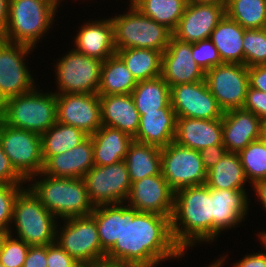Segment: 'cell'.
Returning a JSON list of instances; mask_svg holds the SVG:
<instances>
[{
    "instance_id": "cell-50",
    "label": "cell",
    "mask_w": 266,
    "mask_h": 267,
    "mask_svg": "<svg viewBox=\"0 0 266 267\" xmlns=\"http://www.w3.org/2000/svg\"><path fill=\"white\" fill-rule=\"evenodd\" d=\"M87 267H145V266L104 258V259L95 261L94 263H92L91 265Z\"/></svg>"
},
{
    "instance_id": "cell-40",
    "label": "cell",
    "mask_w": 266,
    "mask_h": 267,
    "mask_svg": "<svg viewBox=\"0 0 266 267\" xmlns=\"http://www.w3.org/2000/svg\"><path fill=\"white\" fill-rule=\"evenodd\" d=\"M13 235V236H12ZM30 245L9 231L0 251V263L4 267H23Z\"/></svg>"
},
{
    "instance_id": "cell-48",
    "label": "cell",
    "mask_w": 266,
    "mask_h": 267,
    "mask_svg": "<svg viewBox=\"0 0 266 267\" xmlns=\"http://www.w3.org/2000/svg\"><path fill=\"white\" fill-rule=\"evenodd\" d=\"M250 87L266 93V65L248 67Z\"/></svg>"
},
{
    "instance_id": "cell-1",
    "label": "cell",
    "mask_w": 266,
    "mask_h": 267,
    "mask_svg": "<svg viewBox=\"0 0 266 267\" xmlns=\"http://www.w3.org/2000/svg\"><path fill=\"white\" fill-rule=\"evenodd\" d=\"M184 257L174 242L171 222L167 216L157 213L138 212L122 203L121 238L105 254V258L157 267L162 261ZM178 258V259H177Z\"/></svg>"
},
{
    "instance_id": "cell-13",
    "label": "cell",
    "mask_w": 266,
    "mask_h": 267,
    "mask_svg": "<svg viewBox=\"0 0 266 267\" xmlns=\"http://www.w3.org/2000/svg\"><path fill=\"white\" fill-rule=\"evenodd\" d=\"M82 179L94 207L125 203L131 189V181L124 160L107 166L94 165Z\"/></svg>"
},
{
    "instance_id": "cell-39",
    "label": "cell",
    "mask_w": 266,
    "mask_h": 267,
    "mask_svg": "<svg viewBox=\"0 0 266 267\" xmlns=\"http://www.w3.org/2000/svg\"><path fill=\"white\" fill-rule=\"evenodd\" d=\"M244 65H266V28L246 29L243 37Z\"/></svg>"
},
{
    "instance_id": "cell-20",
    "label": "cell",
    "mask_w": 266,
    "mask_h": 267,
    "mask_svg": "<svg viewBox=\"0 0 266 267\" xmlns=\"http://www.w3.org/2000/svg\"><path fill=\"white\" fill-rule=\"evenodd\" d=\"M263 136V121L243 108L224 111L222 139L227 152L239 153Z\"/></svg>"
},
{
    "instance_id": "cell-2",
    "label": "cell",
    "mask_w": 266,
    "mask_h": 267,
    "mask_svg": "<svg viewBox=\"0 0 266 267\" xmlns=\"http://www.w3.org/2000/svg\"><path fill=\"white\" fill-rule=\"evenodd\" d=\"M170 222L174 242L184 254L196 243L213 242L211 188L203 184L176 191Z\"/></svg>"
},
{
    "instance_id": "cell-45",
    "label": "cell",
    "mask_w": 266,
    "mask_h": 267,
    "mask_svg": "<svg viewBox=\"0 0 266 267\" xmlns=\"http://www.w3.org/2000/svg\"><path fill=\"white\" fill-rule=\"evenodd\" d=\"M27 181L15 170L0 145V184H26Z\"/></svg>"
},
{
    "instance_id": "cell-29",
    "label": "cell",
    "mask_w": 266,
    "mask_h": 267,
    "mask_svg": "<svg viewBox=\"0 0 266 267\" xmlns=\"http://www.w3.org/2000/svg\"><path fill=\"white\" fill-rule=\"evenodd\" d=\"M131 183L161 173V148L133 141L124 159Z\"/></svg>"
},
{
    "instance_id": "cell-37",
    "label": "cell",
    "mask_w": 266,
    "mask_h": 267,
    "mask_svg": "<svg viewBox=\"0 0 266 267\" xmlns=\"http://www.w3.org/2000/svg\"><path fill=\"white\" fill-rule=\"evenodd\" d=\"M225 13L244 29L266 28V0H225Z\"/></svg>"
},
{
    "instance_id": "cell-26",
    "label": "cell",
    "mask_w": 266,
    "mask_h": 267,
    "mask_svg": "<svg viewBox=\"0 0 266 267\" xmlns=\"http://www.w3.org/2000/svg\"><path fill=\"white\" fill-rule=\"evenodd\" d=\"M102 126L119 129L132 138L140 124V114L131 94L99 96Z\"/></svg>"
},
{
    "instance_id": "cell-5",
    "label": "cell",
    "mask_w": 266,
    "mask_h": 267,
    "mask_svg": "<svg viewBox=\"0 0 266 267\" xmlns=\"http://www.w3.org/2000/svg\"><path fill=\"white\" fill-rule=\"evenodd\" d=\"M57 12L45 0H9V19L2 32L3 40L36 48L39 40L49 33Z\"/></svg>"
},
{
    "instance_id": "cell-52",
    "label": "cell",
    "mask_w": 266,
    "mask_h": 267,
    "mask_svg": "<svg viewBox=\"0 0 266 267\" xmlns=\"http://www.w3.org/2000/svg\"><path fill=\"white\" fill-rule=\"evenodd\" d=\"M9 19V0H0V30L3 32Z\"/></svg>"
},
{
    "instance_id": "cell-42",
    "label": "cell",
    "mask_w": 266,
    "mask_h": 267,
    "mask_svg": "<svg viewBox=\"0 0 266 267\" xmlns=\"http://www.w3.org/2000/svg\"><path fill=\"white\" fill-rule=\"evenodd\" d=\"M192 56L204 72L223 64L216 46L209 38L192 43Z\"/></svg>"
},
{
    "instance_id": "cell-15",
    "label": "cell",
    "mask_w": 266,
    "mask_h": 267,
    "mask_svg": "<svg viewBox=\"0 0 266 267\" xmlns=\"http://www.w3.org/2000/svg\"><path fill=\"white\" fill-rule=\"evenodd\" d=\"M171 106L177 118L213 120L223 118L224 111L207 87L205 80L177 84L170 88Z\"/></svg>"
},
{
    "instance_id": "cell-10",
    "label": "cell",
    "mask_w": 266,
    "mask_h": 267,
    "mask_svg": "<svg viewBox=\"0 0 266 267\" xmlns=\"http://www.w3.org/2000/svg\"><path fill=\"white\" fill-rule=\"evenodd\" d=\"M0 145L15 170L27 181L43 170L41 136L10 127L0 119Z\"/></svg>"
},
{
    "instance_id": "cell-36",
    "label": "cell",
    "mask_w": 266,
    "mask_h": 267,
    "mask_svg": "<svg viewBox=\"0 0 266 267\" xmlns=\"http://www.w3.org/2000/svg\"><path fill=\"white\" fill-rule=\"evenodd\" d=\"M144 15L171 32L183 16L187 0H129Z\"/></svg>"
},
{
    "instance_id": "cell-38",
    "label": "cell",
    "mask_w": 266,
    "mask_h": 267,
    "mask_svg": "<svg viewBox=\"0 0 266 267\" xmlns=\"http://www.w3.org/2000/svg\"><path fill=\"white\" fill-rule=\"evenodd\" d=\"M247 181L252 185L266 178V139L252 141L239 153Z\"/></svg>"
},
{
    "instance_id": "cell-14",
    "label": "cell",
    "mask_w": 266,
    "mask_h": 267,
    "mask_svg": "<svg viewBox=\"0 0 266 267\" xmlns=\"http://www.w3.org/2000/svg\"><path fill=\"white\" fill-rule=\"evenodd\" d=\"M204 80L223 111L243 108L250 86L247 66L223 63L205 72Z\"/></svg>"
},
{
    "instance_id": "cell-19",
    "label": "cell",
    "mask_w": 266,
    "mask_h": 267,
    "mask_svg": "<svg viewBox=\"0 0 266 267\" xmlns=\"http://www.w3.org/2000/svg\"><path fill=\"white\" fill-rule=\"evenodd\" d=\"M161 76L170 86L203 81L205 72L197 65L192 56V43L170 38L162 53Z\"/></svg>"
},
{
    "instance_id": "cell-23",
    "label": "cell",
    "mask_w": 266,
    "mask_h": 267,
    "mask_svg": "<svg viewBox=\"0 0 266 267\" xmlns=\"http://www.w3.org/2000/svg\"><path fill=\"white\" fill-rule=\"evenodd\" d=\"M93 166V142L89 136L71 150L51 156L44 163L42 173L58 178H83Z\"/></svg>"
},
{
    "instance_id": "cell-32",
    "label": "cell",
    "mask_w": 266,
    "mask_h": 267,
    "mask_svg": "<svg viewBox=\"0 0 266 267\" xmlns=\"http://www.w3.org/2000/svg\"><path fill=\"white\" fill-rule=\"evenodd\" d=\"M89 137L81 129L58 121L41 135L43 162L51 156L67 152Z\"/></svg>"
},
{
    "instance_id": "cell-31",
    "label": "cell",
    "mask_w": 266,
    "mask_h": 267,
    "mask_svg": "<svg viewBox=\"0 0 266 267\" xmlns=\"http://www.w3.org/2000/svg\"><path fill=\"white\" fill-rule=\"evenodd\" d=\"M136 85L137 81L117 54L103 61L99 96L131 94Z\"/></svg>"
},
{
    "instance_id": "cell-56",
    "label": "cell",
    "mask_w": 266,
    "mask_h": 267,
    "mask_svg": "<svg viewBox=\"0 0 266 267\" xmlns=\"http://www.w3.org/2000/svg\"><path fill=\"white\" fill-rule=\"evenodd\" d=\"M50 3L55 9L58 10L59 6L61 5V0H45ZM63 1V0H62Z\"/></svg>"
},
{
    "instance_id": "cell-33",
    "label": "cell",
    "mask_w": 266,
    "mask_h": 267,
    "mask_svg": "<svg viewBox=\"0 0 266 267\" xmlns=\"http://www.w3.org/2000/svg\"><path fill=\"white\" fill-rule=\"evenodd\" d=\"M135 80L144 81L161 75L162 52L145 48L117 50Z\"/></svg>"
},
{
    "instance_id": "cell-8",
    "label": "cell",
    "mask_w": 266,
    "mask_h": 267,
    "mask_svg": "<svg viewBox=\"0 0 266 267\" xmlns=\"http://www.w3.org/2000/svg\"><path fill=\"white\" fill-rule=\"evenodd\" d=\"M57 61L55 94H98L102 60L70 49Z\"/></svg>"
},
{
    "instance_id": "cell-47",
    "label": "cell",
    "mask_w": 266,
    "mask_h": 267,
    "mask_svg": "<svg viewBox=\"0 0 266 267\" xmlns=\"http://www.w3.org/2000/svg\"><path fill=\"white\" fill-rule=\"evenodd\" d=\"M46 245L30 246L23 267H47Z\"/></svg>"
},
{
    "instance_id": "cell-43",
    "label": "cell",
    "mask_w": 266,
    "mask_h": 267,
    "mask_svg": "<svg viewBox=\"0 0 266 267\" xmlns=\"http://www.w3.org/2000/svg\"><path fill=\"white\" fill-rule=\"evenodd\" d=\"M47 267H83L66 251H64L56 241L46 245Z\"/></svg>"
},
{
    "instance_id": "cell-9",
    "label": "cell",
    "mask_w": 266,
    "mask_h": 267,
    "mask_svg": "<svg viewBox=\"0 0 266 267\" xmlns=\"http://www.w3.org/2000/svg\"><path fill=\"white\" fill-rule=\"evenodd\" d=\"M59 222L63 226L57 225L56 243L83 267L105 258L106 253L101 248L96 222L91 215Z\"/></svg>"
},
{
    "instance_id": "cell-55",
    "label": "cell",
    "mask_w": 266,
    "mask_h": 267,
    "mask_svg": "<svg viewBox=\"0 0 266 267\" xmlns=\"http://www.w3.org/2000/svg\"><path fill=\"white\" fill-rule=\"evenodd\" d=\"M189 3H216L225 2V0H187Z\"/></svg>"
},
{
    "instance_id": "cell-59",
    "label": "cell",
    "mask_w": 266,
    "mask_h": 267,
    "mask_svg": "<svg viewBox=\"0 0 266 267\" xmlns=\"http://www.w3.org/2000/svg\"><path fill=\"white\" fill-rule=\"evenodd\" d=\"M3 40L2 31H0V42Z\"/></svg>"
},
{
    "instance_id": "cell-51",
    "label": "cell",
    "mask_w": 266,
    "mask_h": 267,
    "mask_svg": "<svg viewBox=\"0 0 266 267\" xmlns=\"http://www.w3.org/2000/svg\"><path fill=\"white\" fill-rule=\"evenodd\" d=\"M252 188L256 194V197L259 199L260 203L266 211V178L260 179L252 184Z\"/></svg>"
},
{
    "instance_id": "cell-3",
    "label": "cell",
    "mask_w": 266,
    "mask_h": 267,
    "mask_svg": "<svg viewBox=\"0 0 266 267\" xmlns=\"http://www.w3.org/2000/svg\"><path fill=\"white\" fill-rule=\"evenodd\" d=\"M28 182L26 187L57 219L87 216L94 210L82 178L51 177L40 172L31 176Z\"/></svg>"
},
{
    "instance_id": "cell-21",
    "label": "cell",
    "mask_w": 266,
    "mask_h": 267,
    "mask_svg": "<svg viewBox=\"0 0 266 267\" xmlns=\"http://www.w3.org/2000/svg\"><path fill=\"white\" fill-rule=\"evenodd\" d=\"M246 189L240 190H215L211 189V199L213 208V242L221 231L229 230L239 226L245 221L248 215V199Z\"/></svg>"
},
{
    "instance_id": "cell-34",
    "label": "cell",
    "mask_w": 266,
    "mask_h": 267,
    "mask_svg": "<svg viewBox=\"0 0 266 267\" xmlns=\"http://www.w3.org/2000/svg\"><path fill=\"white\" fill-rule=\"evenodd\" d=\"M131 96L140 115L165 108L171 102L170 86L161 75L138 81Z\"/></svg>"
},
{
    "instance_id": "cell-53",
    "label": "cell",
    "mask_w": 266,
    "mask_h": 267,
    "mask_svg": "<svg viewBox=\"0 0 266 267\" xmlns=\"http://www.w3.org/2000/svg\"><path fill=\"white\" fill-rule=\"evenodd\" d=\"M229 257L228 254L223 256V257H219L216 259V261L214 260L213 262H211L210 265L206 266V267H223L225 264V261H227L226 259Z\"/></svg>"
},
{
    "instance_id": "cell-30",
    "label": "cell",
    "mask_w": 266,
    "mask_h": 267,
    "mask_svg": "<svg viewBox=\"0 0 266 267\" xmlns=\"http://www.w3.org/2000/svg\"><path fill=\"white\" fill-rule=\"evenodd\" d=\"M249 183L245 177L243 166L238 153L227 152L222 159L207 171L205 184L215 190L246 189Z\"/></svg>"
},
{
    "instance_id": "cell-12",
    "label": "cell",
    "mask_w": 266,
    "mask_h": 267,
    "mask_svg": "<svg viewBox=\"0 0 266 267\" xmlns=\"http://www.w3.org/2000/svg\"><path fill=\"white\" fill-rule=\"evenodd\" d=\"M33 49L24 44L0 42V105L10 97L30 92L36 86L26 65V56L29 57Z\"/></svg>"
},
{
    "instance_id": "cell-46",
    "label": "cell",
    "mask_w": 266,
    "mask_h": 267,
    "mask_svg": "<svg viewBox=\"0 0 266 267\" xmlns=\"http://www.w3.org/2000/svg\"><path fill=\"white\" fill-rule=\"evenodd\" d=\"M202 163L206 171L213 168L227 153L226 147L223 144H215L199 151Z\"/></svg>"
},
{
    "instance_id": "cell-18",
    "label": "cell",
    "mask_w": 266,
    "mask_h": 267,
    "mask_svg": "<svg viewBox=\"0 0 266 267\" xmlns=\"http://www.w3.org/2000/svg\"><path fill=\"white\" fill-rule=\"evenodd\" d=\"M175 192L162 174L132 182L126 204L138 212L157 213L171 219Z\"/></svg>"
},
{
    "instance_id": "cell-49",
    "label": "cell",
    "mask_w": 266,
    "mask_h": 267,
    "mask_svg": "<svg viewBox=\"0 0 266 267\" xmlns=\"http://www.w3.org/2000/svg\"><path fill=\"white\" fill-rule=\"evenodd\" d=\"M264 247V251L262 252H254L253 254H245V257H242L243 259H240V261H236L235 264H233V267H266V245L261 243Z\"/></svg>"
},
{
    "instance_id": "cell-24",
    "label": "cell",
    "mask_w": 266,
    "mask_h": 267,
    "mask_svg": "<svg viewBox=\"0 0 266 267\" xmlns=\"http://www.w3.org/2000/svg\"><path fill=\"white\" fill-rule=\"evenodd\" d=\"M176 125L177 116L170 102L165 108L140 115L139 128L133 139L162 148L174 141Z\"/></svg>"
},
{
    "instance_id": "cell-6",
    "label": "cell",
    "mask_w": 266,
    "mask_h": 267,
    "mask_svg": "<svg viewBox=\"0 0 266 267\" xmlns=\"http://www.w3.org/2000/svg\"><path fill=\"white\" fill-rule=\"evenodd\" d=\"M128 12L110 17L117 50L145 48L161 51L167 48L172 32L144 15L129 1Z\"/></svg>"
},
{
    "instance_id": "cell-41",
    "label": "cell",
    "mask_w": 266,
    "mask_h": 267,
    "mask_svg": "<svg viewBox=\"0 0 266 267\" xmlns=\"http://www.w3.org/2000/svg\"><path fill=\"white\" fill-rule=\"evenodd\" d=\"M24 188L23 184H0V229L10 231L14 204Z\"/></svg>"
},
{
    "instance_id": "cell-7",
    "label": "cell",
    "mask_w": 266,
    "mask_h": 267,
    "mask_svg": "<svg viewBox=\"0 0 266 267\" xmlns=\"http://www.w3.org/2000/svg\"><path fill=\"white\" fill-rule=\"evenodd\" d=\"M57 220L25 187L16 198L12 220L14 225L10 231L14 232L15 228V237L30 246L48 245L56 240Z\"/></svg>"
},
{
    "instance_id": "cell-17",
    "label": "cell",
    "mask_w": 266,
    "mask_h": 267,
    "mask_svg": "<svg viewBox=\"0 0 266 267\" xmlns=\"http://www.w3.org/2000/svg\"><path fill=\"white\" fill-rule=\"evenodd\" d=\"M225 14V2H187L183 16L172 32V36L187 43L208 39Z\"/></svg>"
},
{
    "instance_id": "cell-22",
    "label": "cell",
    "mask_w": 266,
    "mask_h": 267,
    "mask_svg": "<svg viewBox=\"0 0 266 267\" xmlns=\"http://www.w3.org/2000/svg\"><path fill=\"white\" fill-rule=\"evenodd\" d=\"M73 41L75 51L105 61L116 54L113 25L110 17L92 20L79 27Z\"/></svg>"
},
{
    "instance_id": "cell-11",
    "label": "cell",
    "mask_w": 266,
    "mask_h": 267,
    "mask_svg": "<svg viewBox=\"0 0 266 267\" xmlns=\"http://www.w3.org/2000/svg\"><path fill=\"white\" fill-rule=\"evenodd\" d=\"M161 173L174 192L203 185L207 178L200 152L174 141L161 148Z\"/></svg>"
},
{
    "instance_id": "cell-16",
    "label": "cell",
    "mask_w": 266,
    "mask_h": 267,
    "mask_svg": "<svg viewBox=\"0 0 266 267\" xmlns=\"http://www.w3.org/2000/svg\"><path fill=\"white\" fill-rule=\"evenodd\" d=\"M57 121L94 134L101 126L98 94H56Z\"/></svg>"
},
{
    "instance_id": "cell-57",
    "label": "cell",
    "mask_w": 266,
    "mask_h": 267,
    "mask_svg": "<svg viewBox=\"0 0 266 267\" xmlns=\"http://www.w3.org/2000/svg\"><path fill=\"white\" fill-rule=\"evenodd\" d=\"M257 236L259 237L258 240L260 241V243L262 242L264 245H266V231L259 232Z\"/></svg>"
},
{
    "instance_id": "cell-35",
    "label": "cell",
    "mask_w": 266,
    "mask_h": 267,
    "mask_svg": "<svg viewBox=\"0 0 266 267\" xmlns=\"http://www.w3.org/2000/svg\"><path fill=\"white\" fill-rule=\"evenodd\" d=\"M91 216L96 222L101 248L107 253L121 238L122 203L95 206Z\"/></svg>"
},
{
    "instance_id": "cell-58",
    "label": "cell",
    "mask_w": 266,
    "mask_h": 267,
    "mask_svg": "<svg viewBox=\"0 0 266 267\" xmlns=\"http://www.w3.org/2000/svg\"><path fill=\"white\" fill-rule=\"evenodd\" d=\"M263 137L266 139V120L263 122Z\"/></svg>"
},
{
    "instance_id": "cell-25",
    "label": "cell",
    "mask_w": 266,
    "mask_h": 267,
    "mask_svg": "<svg viewBox=\"0 0 266 267\" xmlns=\"http://www.w3.org/2000/svg\"><path fill=\"white\" fill-rule=\"evenodd\" d=\"M174 142L197 151L215 144H223L222 118H177Z\"/></svg>"
},
{
    "instance_id": "cell-54",
    "label": "cell",
    "mask_w": 266,
    "mask_h": 267,
    "mask_svg": "<svg viewBox=\"0 0 266 267\" xmlns=\"http://www.w3.org/2000/svg\"><path fill=\"white\" fill-rule=\"evenodd\" d=\"M9 230L0 229V251L2 249L3 242L5 238L8 236Z\"/></svg>"
},
{
    "instance_id": "cell-28",
    "label": "cell",
    "mask_w": 266,
    "mask_h": 267,
    "mask_svg": "<svg viewBox=\"0 0 266 267\" xmlns=\"http://www.w3.org/2000/svg\"><path fill=\"white\" fill-rule=\"evenodd\" d=\"M226 14L212 31L209 39L216 46L223 63L244 64V31Z\"/></svg>"
},
{
    "instance_id": "cell-4",
    "label": "cell",
    "mask_w": 266,
    "mask_h": 267,
    "mask_svg": "<svg viewBox=\"0 0 266 267\" xmlns=\"http://www.w3.org/2000/svg\"><path fill=\"white\" fill-rule=\"evenodd\" d=\"M36 86L22 95L10 97L0 105V119L10 127L42 135L57 122L56 94Z\"/></svg>"
},
{
    "instance_id": "cell-27",
    "label": "cell",
    "mask_w": 266,
    "mask_h": 267,
    "mask_svg": "<svg viewBox=\"0 0 266 267\" xmlns=\"http://www.w3.org/2000/svg\"><path fill=\"white\" fill-rule=\"evenodd\" d=\"M90 137L96 166H107L124 160L130 144L134 141L123 131L108 126H101Z\"/></svg>"
},
{
    "instance_id": "cell-44",
    "label": "cell",
    "mask_w": 266,
    "mask_h": 267,
    "mask_svg": "<svg viewBox=\"0 0 266 267\" xmlns=\"http://www.w3.org/2000/svg\"><path fill=\"white\" fill-rule=\"evenodd\" d=\"M243 109L252 112L264 122L266 120V93L249 86Z\"/></svg>"
}]
</instances>
